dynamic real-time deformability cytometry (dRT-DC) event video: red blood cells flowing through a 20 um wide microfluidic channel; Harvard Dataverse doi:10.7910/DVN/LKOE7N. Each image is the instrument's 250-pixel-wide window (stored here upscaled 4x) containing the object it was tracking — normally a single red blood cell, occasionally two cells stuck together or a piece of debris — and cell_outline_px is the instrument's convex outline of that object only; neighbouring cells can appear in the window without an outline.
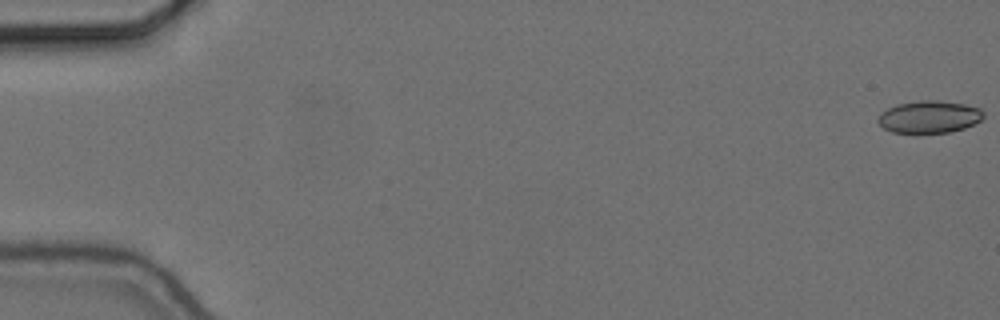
{"species": "common noctule bat (a hibernating species)", "species_latin": "Nyctalus noctula", "temperature_condition": "cold", "stored_images_in_passage": 57, "camera_frame_rate_fps": 3000, "um_per_image_px": 0.085, "animal": {"sex": "female", "body_mass_g": 24.6, "forearm_length_mm": 56.2}, "frame": {"image": 1, "passage_image": 1, "time_ms": 0.0, "image_size_px": [1000, 320], "cell_outline_px": [[984, 116], [980, 120], [964, 128], [952, 132], [916, 136], [892, 132], [884, 128], [876, 120], [880, 112], [896, 104], [920, 100], [936, 100], [964, 104], [980, 108], [984, 112]], "centroid_in_image_um": [78.93, 9.98], "position_along_channel_um": 6.1, "area_um2": 20.63}}
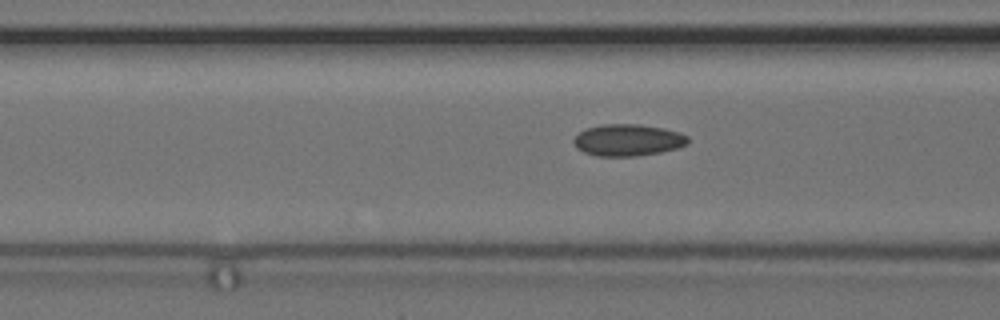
{"frame": {"image": 2, "passage_image": 23, "time_ms": 7.333, "image_size_px": [1000, 320], "cell_outline_px": [[688, 144], [676, 148], [660, 152], [636, 156], [596, 156], [584, 152], [576, 148], [572, 140], [580, 132], [588, 128], [604, 124], [640, 124], [664, 128], [680, 132], [688, 136]], "centroid_in_image_um": [53.38, 11.9], "position_along_channel_um": 113.2, "area_um2": 21.15}}
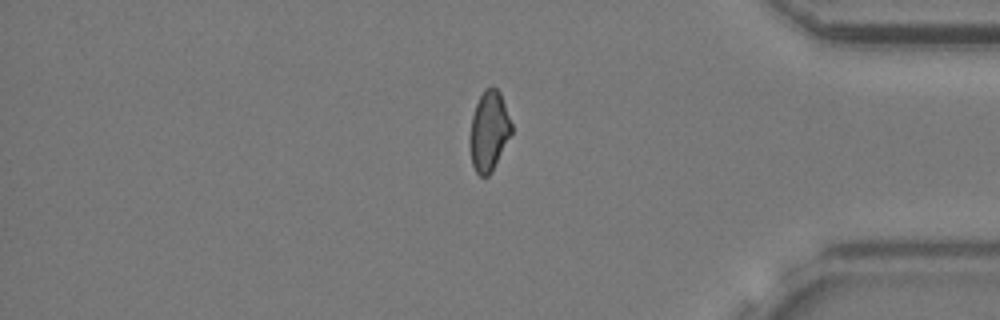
{"frame": {"image": 3, "passage_image": 48, "time_ms": 15.667, "image_size_px": [1000, 320], "cell_outline_px": [[512, 132], [492, 172], [488, 176], [480, 176], [476, 172], [472, 164], [468, 144], [468, 140], [472, 116], [476, 104], [484, 88], [496, 88], [500, 92], [512, 124]], "centroid_in_image_um": [41.54, 11.17], "position_along_channel_um": 393.7, "area_um2": 19.48}, "authors_computed_cell_mechanics": {"area_um2": 19.9988, "velocity_mm_per_s": 3.6623, "shape_relaxation_time_tau1_ms": null, "shape_relaxation_time_tau2_ms": 2.1479, "deformation_change_tau1": null, "deformation_change_tau2": 0.0807}}